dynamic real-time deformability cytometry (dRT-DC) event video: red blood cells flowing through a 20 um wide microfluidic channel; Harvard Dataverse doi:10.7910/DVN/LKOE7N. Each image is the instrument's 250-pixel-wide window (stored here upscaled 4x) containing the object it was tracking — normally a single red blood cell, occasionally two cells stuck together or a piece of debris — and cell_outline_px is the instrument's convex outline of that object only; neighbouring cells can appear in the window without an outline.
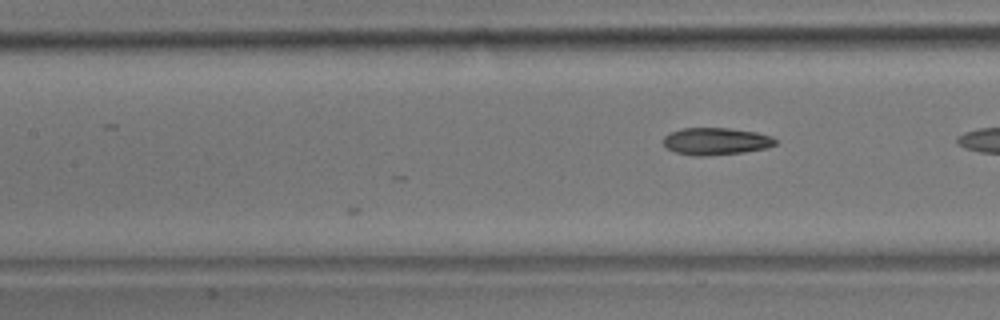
{"species": "common noctule bat (a hibernating species)", "species_latin": "Nyctalus noctula", "temperature_condition": "room temperature", "stored_images_in_passage": 6, "camera_frame_rate_fps": 3000, "um_per_image_px": 0.085, "animal": {"sex": "male", "body_mass_g": 17.9}, "frame": {"image": 1, "passage_image": 6, "time_ms": 1.667, "image_size_px": [1000, 320], "cell_outline_px": [[776, 144], [768, 148], [744, 152], [708, 156], [692, 156], [676, 152], [668, 148], [664, 144], [664, 136], [672, 132], [684, 128], [728, 128], [756, 132], [772, 136], [776, 140]], "centroid_in_image_um": [60.89, 12.02], "position_along_channel_um": 146.5, "area_um2": 17.74}}